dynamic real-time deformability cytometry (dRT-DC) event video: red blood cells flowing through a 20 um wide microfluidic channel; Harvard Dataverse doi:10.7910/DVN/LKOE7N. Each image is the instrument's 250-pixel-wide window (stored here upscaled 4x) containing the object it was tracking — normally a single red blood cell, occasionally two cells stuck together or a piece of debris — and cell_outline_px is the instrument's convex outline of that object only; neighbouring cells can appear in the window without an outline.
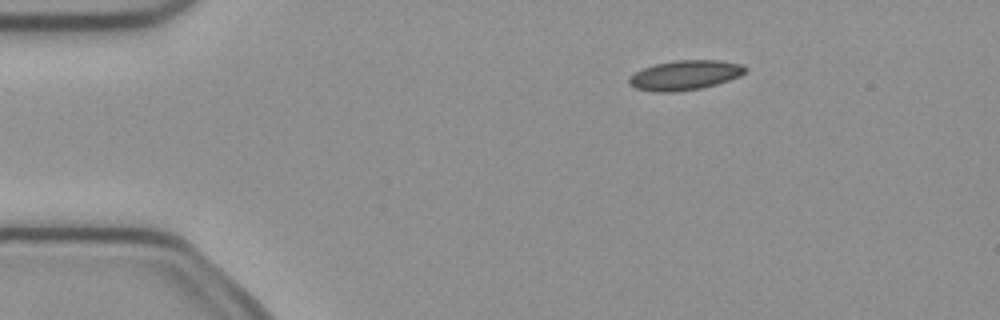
{"species": "common noctule bat (a hibernating species)", "species_latin": "Nyctalus noctula", "temperature_condition": "cold", "stored_images_in_passage": 6, "camera_frame_rate_fps": 3000, "um_per_image_px": 0.085, "animal": {"sex": "female", "body_mass_g": 21.9}, "frame": {"image": 1, "passage_image": 2, "time_ms": 0.333, "image_size_px": [1000, 320], "cell_outline_px": [[748, 68], [740, 76], [716, 84], [700, 88], [676, 92], [656, 92], [636, 88], [628, 84], [628, 76], [644, 68], [656, 64], [676, 60], [720, 60], [744, 64]], "centroid_in_image_um": [58.23, 6.38], "position_along_channel_um": 26.8, "area_um2": 20.11}}
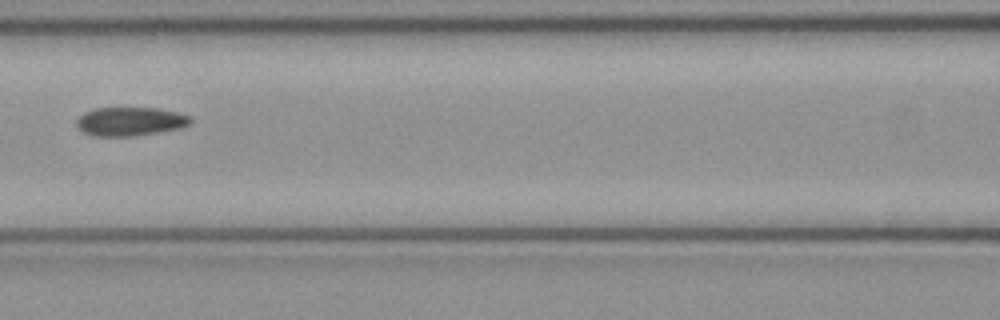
{"frame": {"image": 2, "passage_image": 6, "time_ms": 1.667, "image_size_px": [1000, 320], "cell_outline_px": [[192, 120], [188, 124], [180, 128], [160, 132], [136, 136], [92, 136], [84, 132], [76, 124], [76, 120], [84, 112], [92, 108], [156, 108], [176, 112], [192, 116]], "centroid_in_image_um": [11.06, 10.32], "position_along_channel_um": 155.5, "area_um2": 19.13}}